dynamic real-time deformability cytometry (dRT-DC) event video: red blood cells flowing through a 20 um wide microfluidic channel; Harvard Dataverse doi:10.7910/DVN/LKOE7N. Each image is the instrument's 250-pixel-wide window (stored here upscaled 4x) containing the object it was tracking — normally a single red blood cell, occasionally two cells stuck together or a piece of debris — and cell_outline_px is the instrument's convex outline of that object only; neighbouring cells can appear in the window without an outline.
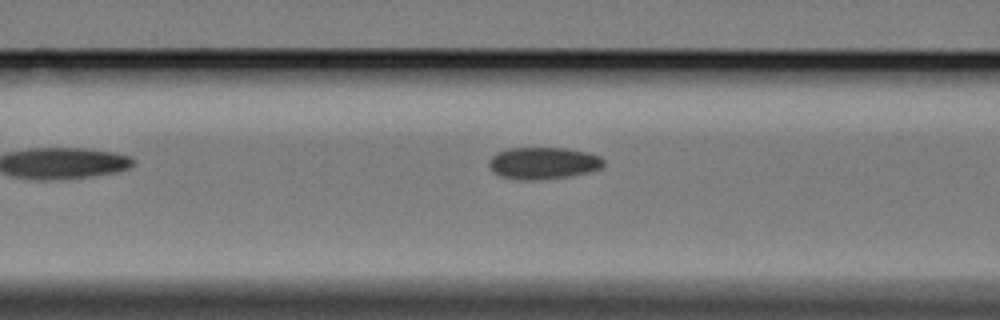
{"species": "Egyptian fruit bat (a non-hibernating species)", "species_latin": "Rousettus aegyptiacus", "temperature_condition": "cold", "stored_images_in_passage": 9, "camera_frame_rate_fps": 3000, "um_per_image_px": 0.085, "animal": {"sex": "female"}, "frame": {"image": 1, "passage_image": 5, "time_ms": 6.333, "image_size_px": [1000, 320], "cell_outline_px": [[604, 164], [600, 168], [588, 172], [568, 176], [532, 180], [520, 180], [500, 176], [492, 172], [488, 168], [488, 160], [496, 152], [508, 148], [564, 148], [588, 152], [600, 156], [604, 160]], "centroid_in_image_um": [46.12, 13.86], "position_along_channel_um": 120.5, "area_um2": 21.44}}
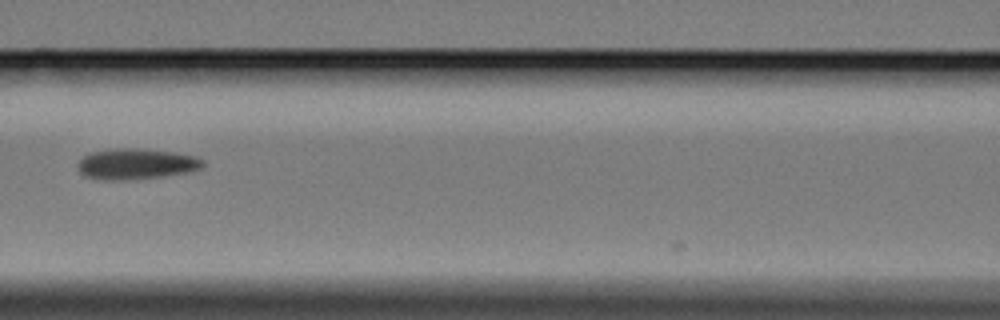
{"frame": {"image": 2, "passage_image": 7, "time_ms": 8.667, "image_size_px": [1000, 320], "cell_outline_px": [[204, 164], [200, 168], [184, 172], [160, 176], [124, 180], [100, 180], [84, 176], [76, 168], [76, 164], [84, 156], [92, 152], [112, 148], [132, 148], [172, 152], [192, 156], [204, 160]], "centroid_in_image_um": [11.47, 13.93], "position_along_channel_um": 155.1, "area_um2": 22.14}}
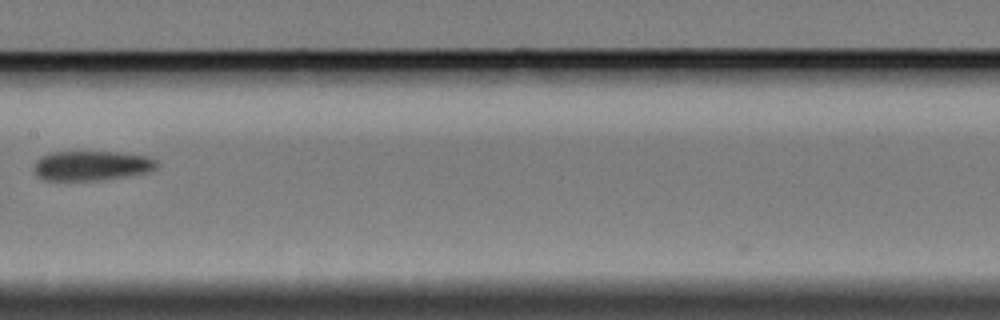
{"frame": {"image": 3, "passage_image": 8, "time_ms": 10.0, "image_size_px": [1000, 320], "cell_outline_px": [[160, 164], [156, 168], [148, 172], [100, 180], [44, 180], [36, 176], [32, 168], [36, 160], [40, 156], [52, 152], [116, 152], [148, 156], [156, 160]], "centroid_in_image_um": [7.75, 14.08], "position_along_channel_um": 199.6, "area_um2": 21.39}}